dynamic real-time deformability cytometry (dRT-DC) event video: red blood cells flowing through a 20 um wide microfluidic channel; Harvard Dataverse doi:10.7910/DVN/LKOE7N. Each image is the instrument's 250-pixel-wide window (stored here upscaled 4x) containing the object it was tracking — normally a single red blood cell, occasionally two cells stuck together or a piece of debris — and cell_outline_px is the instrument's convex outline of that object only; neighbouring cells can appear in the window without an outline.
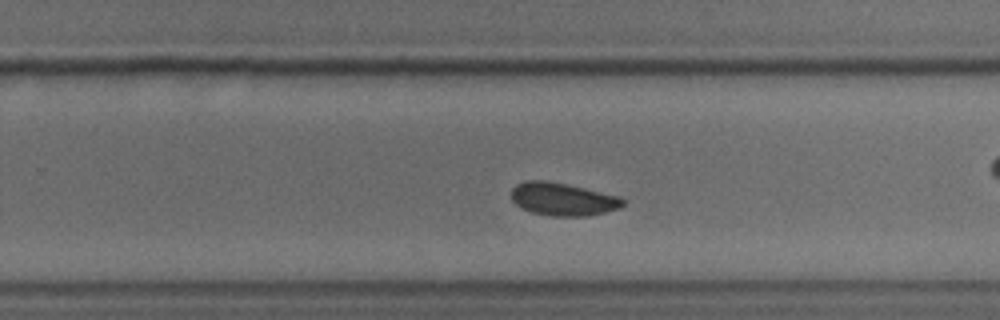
{"species": "common noctule bat (a hibernating species)", "species_latin": "Nyctalus noctula", "temperature_condition": "cold", "stored_images_in_passage": 48, "camera_frame_rate_fps": 3000, "um_per_image_px": 0.085, "animal": {"sex": "male", "body_mass_g": 18.8}, "frame": {"image": 1, "passage_image": 28, "time_ms": 9.0, "image_size_px": [1000, 320], "cell_outline_px": [[624, 204], [620, 208], [588, 216], [552, 216], [532, 212], [516, 204], [512, 200], [512, 188], [516, 184], [524, 180], [544, 180], [584, 188], [620, 196], [624, 200]], "centroid_in_image_um": [47.84, 16.93], "position_along_channel_um": 282.0, "area_um2": 21.21}}
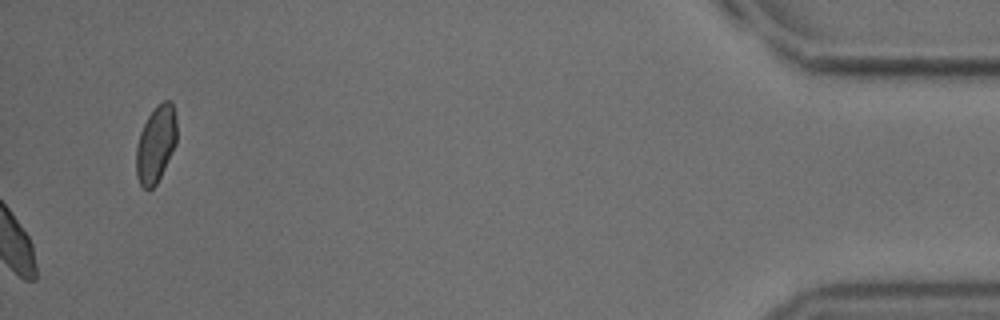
{"frame": {"image": 2, "passage_image": 48, "time_ms": 15.667, "image_size_px": [1000, 320], "cell_outline_px": [[176, 144], [156, 184], [148, 192], [140, 184], [136, 176], [136, 144], [140, 132], [148, 116], [156, 104], [164, 100], [172, 100], [176, 116]], "centroid_in_image_um": [13.24, 12.23], "position_along_channel_um": 422.0, "area_um2": 18.32}, "authors_computed_cell_mechanics": {"area_um2": 21.6172, "velocity_mm_per_s": 3.7803, "shape_relaxation_time_tau1_ms": 7.6362, "shape_relaxation_time_tau2_ms": 1.157, "deformation_change_tau1": 0.0815, "deformation_change_tau2": 0.0444}}